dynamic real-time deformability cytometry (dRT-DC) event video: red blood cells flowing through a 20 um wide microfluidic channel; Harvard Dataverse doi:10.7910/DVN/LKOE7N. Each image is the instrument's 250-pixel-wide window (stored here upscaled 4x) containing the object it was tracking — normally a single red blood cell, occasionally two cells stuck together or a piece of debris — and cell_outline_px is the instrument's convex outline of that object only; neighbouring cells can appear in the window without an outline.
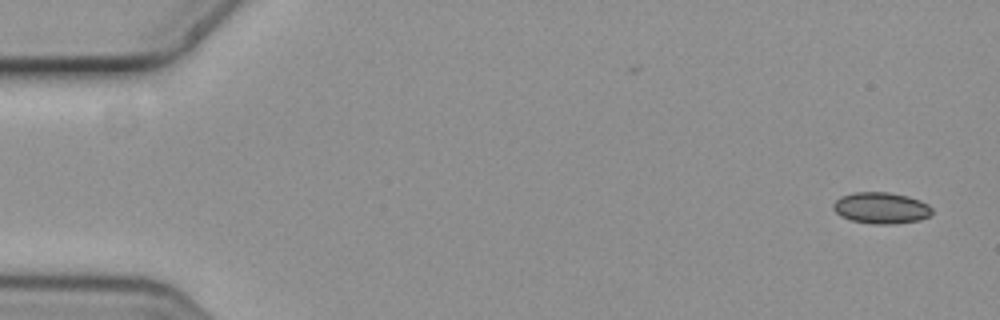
{"species": "common noctule bat (a hibernating species)", "species_latin": "Nyctalus noctula", "temperature_condition": "cold", "stored_images_in_passage": 2, "camera_frame_rate_fps": 3000, "um_per_image_px": 0.085, "animal": {"sex": "female", "body_mass_g": 19.3, "forearm_length_mm": 54.1}, "frame": {"image": 1, "passage_image": 2, "time_ms": 0.333, "image_size_px": [1000, 320], "cell_outline_px": [[932, 212], [928, 216], [920, 220], [896, 224], [872, 224], [852, 220], [840, 216], [832, 208], [832, 204], [840, 196], [856, 192], [888, 192], [908, 196], [920, 200], [928, 204], [932, 208]], "centroid_in_image_um": [74.89, 17.68], "position_along_channel_um": 10.1, "area_um2": 18.15}}